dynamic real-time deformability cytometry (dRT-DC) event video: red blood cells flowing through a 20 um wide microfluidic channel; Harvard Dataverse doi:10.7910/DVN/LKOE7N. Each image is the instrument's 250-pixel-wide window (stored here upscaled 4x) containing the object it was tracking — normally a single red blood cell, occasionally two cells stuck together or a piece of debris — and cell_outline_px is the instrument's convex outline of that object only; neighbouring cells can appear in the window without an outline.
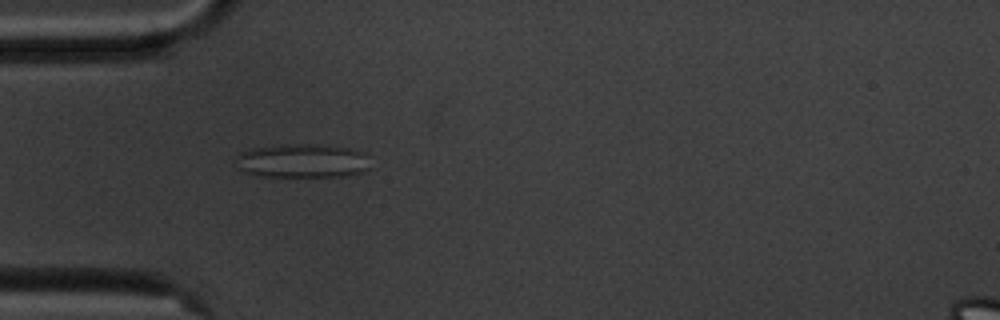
{"species": "common noctule bat (a hibernating species)", "species_latin": "Nyctalus noctula", "temperature_condition": "cold", "stored_images_in_passage": 40, "camera_frame_rate_fps": 3000, "um_per_image_px": 0.085, "animal": {"sex": "male", "body_mass_g": 20.1, "forearm_length_mm": 53.5}, "frame": {"image": 1, "passage_image": 1, "time_ms": 0.0, "image_size_px": [1000, 320], "cell_outline_px": [[372, 168], [364, 172], [344, 176], [264, 176], [244, 172], [240, 168], [236, 156], [240, 152], [248, 148], [280, 144], [316, 144], [348, 148], [364, 152]], "centroid_in_image_um": [25.73, 13.66], "position_along_channel_um": 59.3, "area_um2": 26.76}}
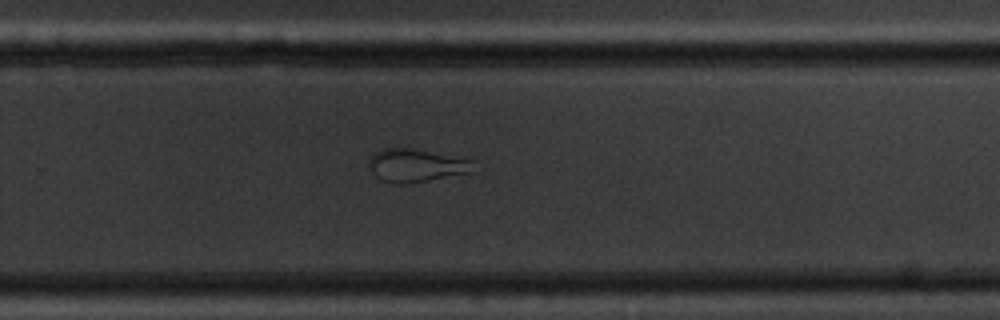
{"frame": {"image": 2, "passage_image": 21, "time_ms": 6.667, "image_size_px": [1000, 320], "cell_outline_px": [[472, 172], [408, 184], [400, 184], [384, 180], [376, 176], [372, 172], [368, 164], [368, 160], [376, 152], [384, 148], [408, 148], [472, 160]], "centroid_in_image_um": [35.33, 14.07], "position_along_channel_um": 294.5, "area_um2": 19.59}}
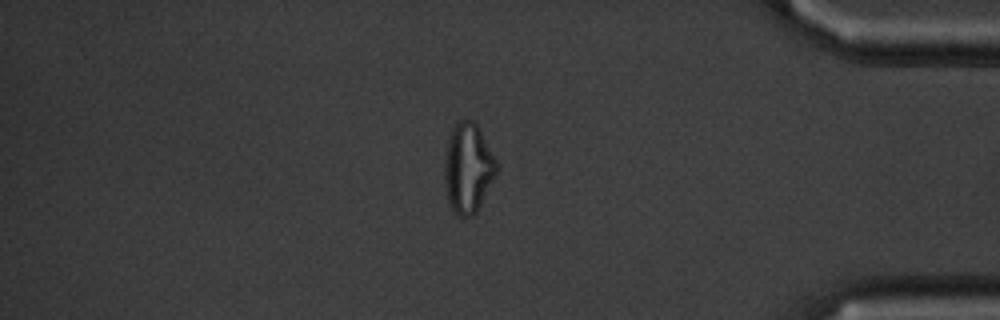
{"frame": {"image": 3, "passage_image": 32, "time_ms": 10.333, "image_size_px": [1000, 320], "cell_outline_px": [[500, 168], [476, 212], [472, 216], [456, 216], [452, 212], [448, 204], [444, 184], [444, 160], [448, 140], [452, 128], [460, 120], [476, 120]], "centroid_in_image_um": [39.78, 14.3], "position_along_channel_um": 395.4, "area_um2": 27.69}}